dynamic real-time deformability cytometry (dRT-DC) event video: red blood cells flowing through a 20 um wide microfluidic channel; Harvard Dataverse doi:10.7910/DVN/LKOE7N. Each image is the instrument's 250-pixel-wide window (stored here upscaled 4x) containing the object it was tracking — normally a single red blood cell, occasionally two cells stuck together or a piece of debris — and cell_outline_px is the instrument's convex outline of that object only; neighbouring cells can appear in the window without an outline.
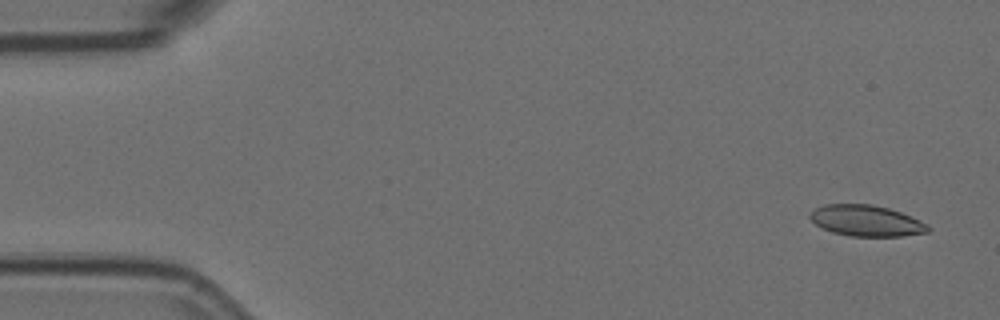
{"species": "Egyptian fruit bat (a non-hibernating species)", "species_latin": "Rousettus aegyptiacus", "temperature_condition": "room temperature", "stored_images_in_passage": 6, "camera_frame_rate_fps": 3000, "um_per_image_px": 0.085, "animal": {"sex": "female"}, "frame": {"image": 1, "passage_image": 1, "time_ms": 0.0, "image_size_px": [1000, 320], "cell_outline_px": [[932, 228], [928, 232], [900, 236], [852, 236], [832, 232], [816, 224], [808, 216], [808, 212], [824, 204], [872, 204], [888, 208], [900, 212], [920, 220], [928, 224]], "centroid_in_image_um": [73.64, 18.75], "position_along_channel_um": 11.4, "area_um2": 21.33}}
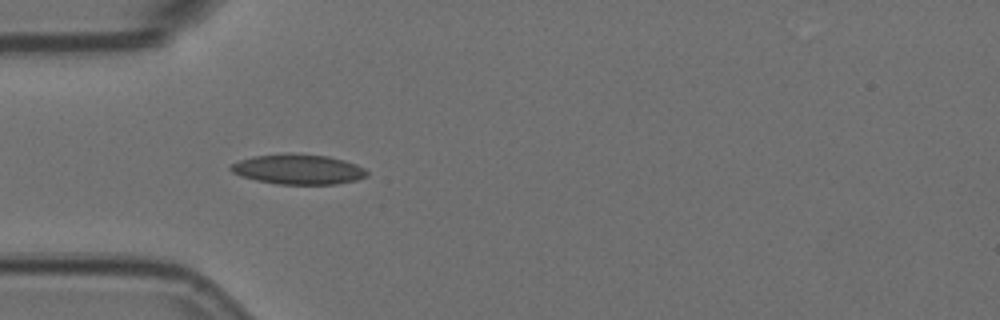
{"frame": {"image": 2, "passage_image": 5, "time_ms": 1.333, "image_size_px": [1000, 320], "cell_outline_px": [[368, 176], [356, 180], [336, 184], [276, 184], [256, 180], [240, 176], [232, 172], [228, 168], [232, 164], [240, 160], [252, 156], [288, 152], [328, 156], [344, 160], [356, 164], [364, 168], [368, 172]], "centroid_in_image_um": [25.34, 14.38], "position_along_channel_um": 59.7, "area_um2": 24.1}}
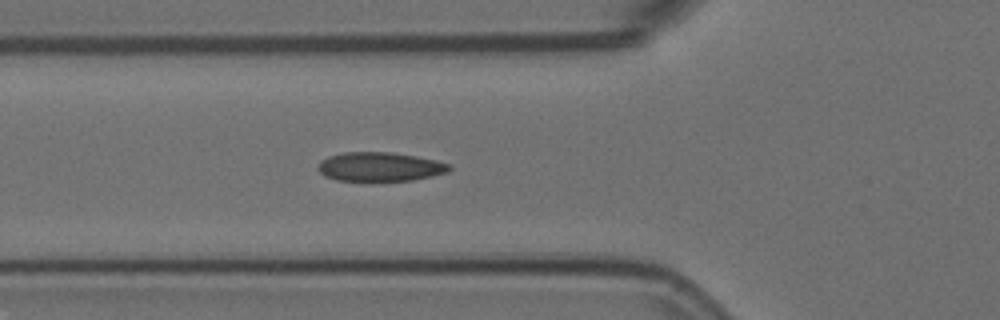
{"frame": {"image": 3, "passage_image": 6, "time_ms": 1.667, "image_size_px": [1000, 320], "cell_outline_px": [[452, 168], [448, 172], [432, 176], [412, 180], [372, 184], [336, 180], [324, 176], [316, 168], [320, 160], [328, 156], [344, 152], [392, 152], [416, 156], [436, 160], [452, 164]], "centroid_in_image_um": [32.27, 14.22], "position_along_channel_um": 93.5, "area_um2": 23.41}}